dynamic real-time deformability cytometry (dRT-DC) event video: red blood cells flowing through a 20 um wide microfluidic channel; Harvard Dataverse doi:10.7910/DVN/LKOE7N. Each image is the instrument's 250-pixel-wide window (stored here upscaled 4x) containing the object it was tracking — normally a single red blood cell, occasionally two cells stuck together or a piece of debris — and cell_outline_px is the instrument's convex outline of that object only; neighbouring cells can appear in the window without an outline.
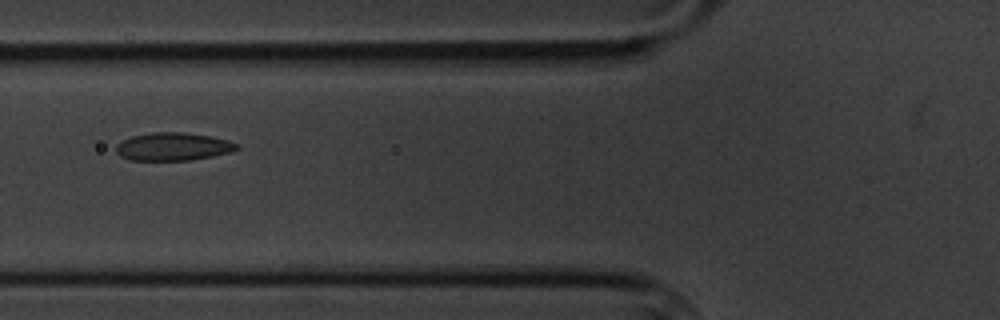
{"species": "common noctule bat (a hibernating species)", "species_latin": "Nyctalus noctula", "temperature_condition": "cold", "stored_images_in_passage": 8, "camera_frame_rate_fps": 3000, "um_per_image_px": 0.085, "animal": {"sex": "male", "body_mass_g": 20.1, "forearm_length_mm": 53.5}, "frame": {"image": 1, "passage_image": 5, "time_ms": 4.667, "image_size_px": [1000, 320], "cell_outline_px": [[240, 148], [228, 152], [212, 156], [192, 160], [128, 160], [120, 156], [116, 152], [116, 144], [132, 136], [152, 132], [184, 132], [212, 136], [228, 140], [236, 144]], "centroid_in_image_um": [14.69, 12.46], "position_along_channel_um": 111.1, "area_um2": 19.65}}
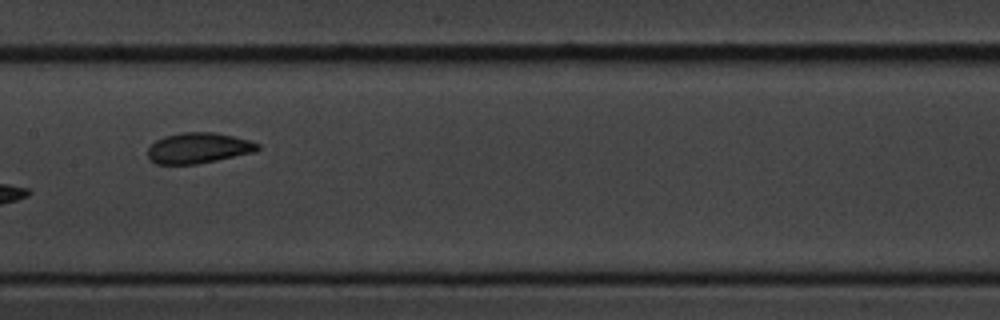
{"frame": {"image": 2, "passage_image": 7, "time_ms": 7.0, "image_size_px": [1000, 320], "cell_outline_px": [[260, 148], [256, 152], [196, 164], [156, 164], [148, 160], [148, 148], [156, 140], [164, 136], [180, 132], [212, 132], [232, 136], [248, 140], [260, 144]], "centroid_in_image_um": [16.84, 12.58], "position_along_channel_um": 190.6, "area_um2": 19.65}}
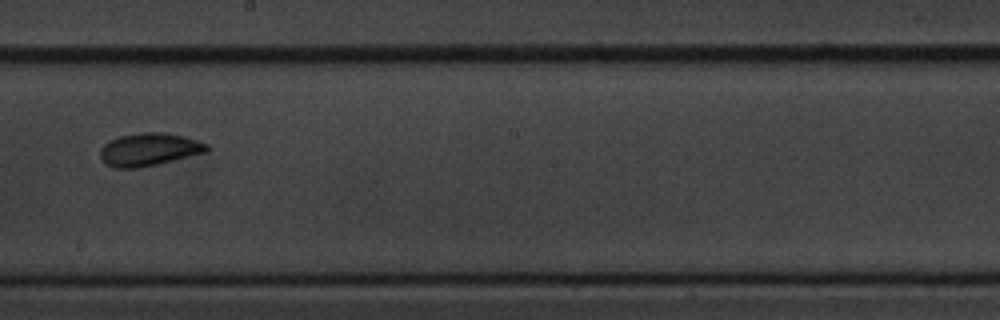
{"frame": {"image": 3, "passage_image": 8, "time_ms": 8.333, "image_size_px": [1000, 320], "cell_outline_px": [[208, 152], [140, 168], [116, 168], [104, 164], [100, 156], [100, 148], [108, 140], [120, 136], [144, 132], [160, 132], [184, 136], [208, 144]], "centroid_in_image_um": [12.65, 12.71], "position_along_channel_um": 235.6, "area_um2": 20.46}}